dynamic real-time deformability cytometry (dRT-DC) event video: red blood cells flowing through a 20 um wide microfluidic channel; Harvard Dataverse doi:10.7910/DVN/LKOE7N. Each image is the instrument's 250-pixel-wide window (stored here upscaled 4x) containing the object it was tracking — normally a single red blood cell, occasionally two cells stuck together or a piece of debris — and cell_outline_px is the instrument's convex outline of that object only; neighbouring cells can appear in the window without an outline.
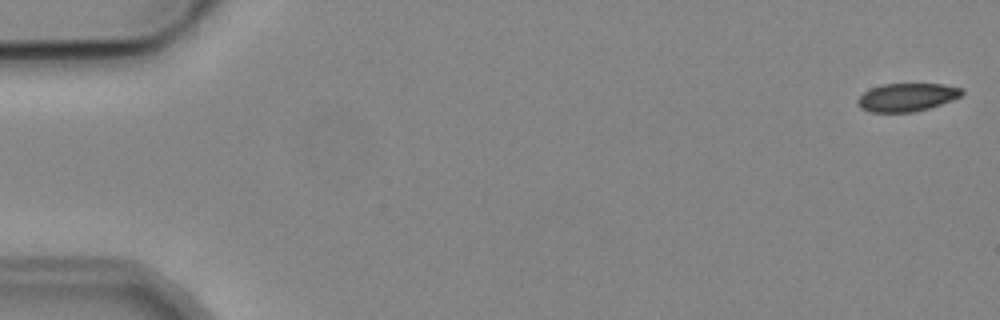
{"species": "common noctule bat (a hibernating species)", "species_latin": "Nyctalus noctula", "temperature_condition": "cold", "stored_images_in_passage": 5, "camera_frame_rate_fps": 3000, "um_per_image_px": 0.085, "animal": {"sex": "male", "body_mass_g": 19.2, "forearm_length_mm": 51.8}, "frame": {"image": 1, "passage_image": 1, "time_ms": 0.0, "image_size_px": [1000, 320], "cell_outline_px": [[964, 92], [960, 96], [952, 100], [928, 108], [912, 112], [872, 112], [860, 108], [856, 104], [856, 100], [864, 92], [872, 88], [884, 84], [944, 84], [964, 88]], "centroid_in_image_um": [77.09, 8.26], "position_along_channel_um": 7.9, "area_um2": 17.05}}
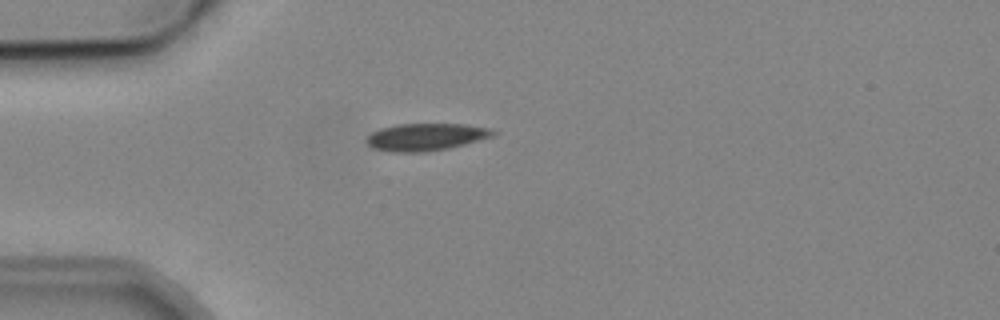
{"frame": {"image": 2, "passage_image": 4, "time_ms": 4.667, "image_size_px": [1000, 320], "cell_outline_px": [[496, 136], [448, 148], [424, 152], [388, 152], [372, 148], [364, 140], [372, 132], [380, 128], [396, 124], [464, 124], [488, 128], [496, 132]], "centroid_in_image_um": [36.17, 11.64], "position_along_channel_um": 48.8, "area_um2": 20.23}}